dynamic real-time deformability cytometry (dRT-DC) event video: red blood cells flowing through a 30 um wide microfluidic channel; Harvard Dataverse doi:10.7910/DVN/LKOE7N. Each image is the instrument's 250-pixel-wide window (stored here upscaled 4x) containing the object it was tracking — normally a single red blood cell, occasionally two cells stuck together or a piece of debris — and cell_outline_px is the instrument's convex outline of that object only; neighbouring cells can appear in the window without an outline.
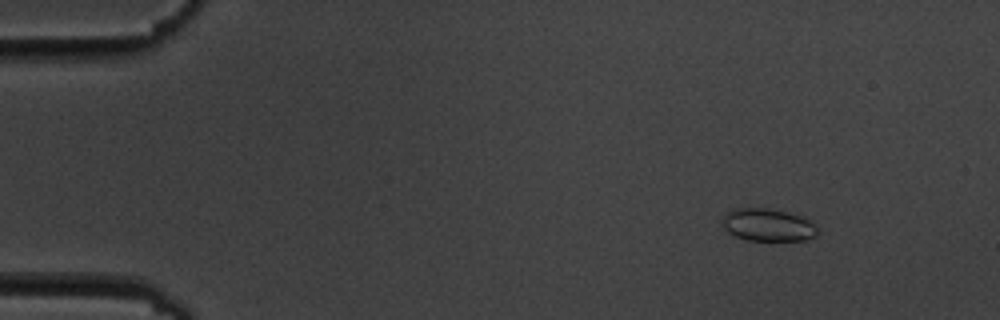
{"species": "common noctule bat (a hibernating species)", "species_latin": "Nyctalus noctula", "temperature_condition": "cold", "stored_images_in_passage": 6, "segment_of_instrument_passage": [1, 2], "camera_frame_rate_fps": 3000, "um_per_image_px": 0.085, "animal": {"sex": "male", "body_mass_g": 19.5, "forearm_length_mm": 54.6}, "frame": {"image": 1, "passage_image": 2, "time_ms": 1.333, "image_size_px": [1000, 320], "cell_outline_px": [[820, 232], [816, 236], [804, 240], [748, 240], [736, 236], [728, 232], [724, 228], [724, 216], [728, 212], [736, 208], [768, 208], [788, 212], [800, 216], [816, 224]], "centroid_in_image_um": [65.33, 19.12], "position_along_channel_um": 19.7, "area_um2": 17.98}}